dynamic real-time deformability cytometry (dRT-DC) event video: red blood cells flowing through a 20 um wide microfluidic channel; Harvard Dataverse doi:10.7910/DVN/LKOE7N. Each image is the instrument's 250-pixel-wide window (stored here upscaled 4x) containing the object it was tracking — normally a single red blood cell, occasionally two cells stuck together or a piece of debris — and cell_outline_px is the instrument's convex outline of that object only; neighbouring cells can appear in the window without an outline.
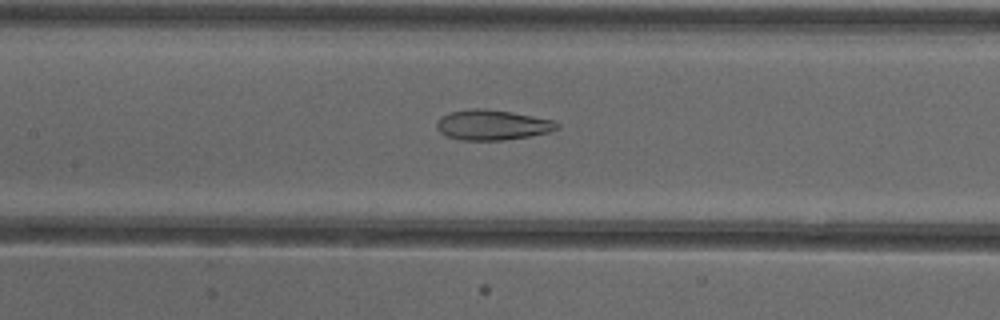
{"species": "common noctule bat (a hibernating species)", "species_latin": "Nyctalus noctula", "temperature_condition": "cold", "stored_images_in_passage": 49, "camera_frame_rate_fps": 3000, "um_per_image_px": 0.085, "animal": {"sex": "female"}, "frame": {"image": 1, "passage_image": 21, "time_ms": 6.667, "image_size_px": [1000, 320], "cell_outline_px": [[560, 128], [548, 132], [528, 136], [504, 140], [460, 140], [448, 136], [440, 132], [436, 128], [436, 120], [440, 116], [448, 112], [472, 108], [488, 108], [512, 112], [552, 120], [560, 124]], "centroid_in_image_um": [41.8, 10.6], "position_along_channel_um": 165.6, "area_um2": 21.33}}
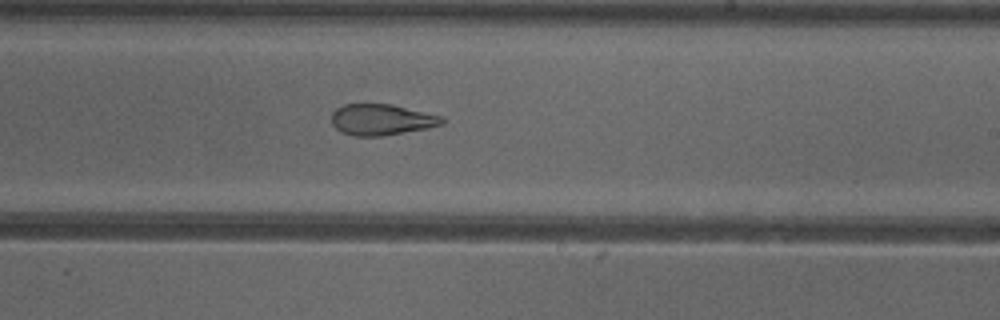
{"frame": {"image": 2, "passage_image": 28, "time_ms": 9.0, "image_size_px": [1000, 320], "cell_outline_px": [[448, 120], [444, 124], [428, 128], [380, 136], [352, 136], [340, 132], [332, 124], [332, 112], [336, 108], [344, 104], [392, 104], [444, 116]], "centroid_in_image_um": [32.47, 10.17], "position_along_channel_um": 256.5, "area_um2": 20.29}}
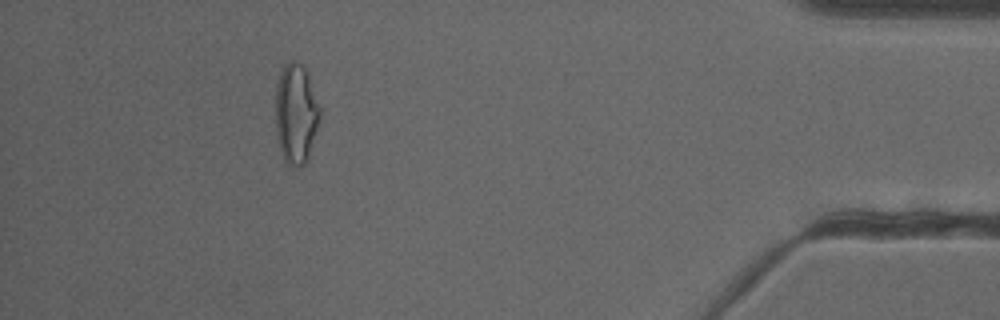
{"frame": {"image": 3, "passage_image": 44, "time_ms": 14.333, "image_size_px": [1000, 320], "cell_outline_px": [[320, 116], [308, 160], [300, 168], [296, 168], [288, 164], [284, 160], [280, 148], [276, 132], [276, 84], [280, 72], [284, 64], [292, 60], [300, 64], [304, 68], [308, 76], [320, 108]], "centroid_in_image_um": [25.14, 9.7], "position_along_channel_um": 410.1, "area_um2": 25.72}, "authors_computed_cell_mechanics": {"area_um2": 24.0448, "velocity_mm_per_s": 3.9219, "shape_relaxation_time_tau1_ms": null, "shape_relaxation_time_tau2_ms": 2.5338, "deformation_change_tau1": null, "deformation_change_tau2": 0.1123}}